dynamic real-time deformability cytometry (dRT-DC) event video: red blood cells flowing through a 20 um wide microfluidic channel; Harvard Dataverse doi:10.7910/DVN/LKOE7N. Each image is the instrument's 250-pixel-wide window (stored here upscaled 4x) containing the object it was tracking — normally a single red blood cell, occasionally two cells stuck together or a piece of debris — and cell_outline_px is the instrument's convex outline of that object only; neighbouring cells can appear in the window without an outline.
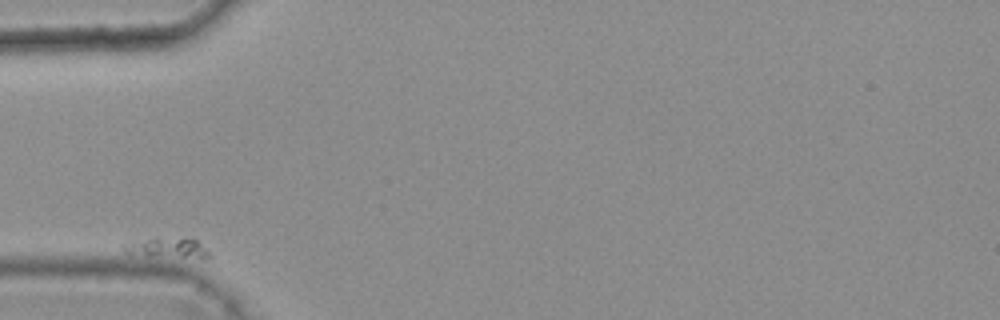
{"species": "common noctule bat (a hibernating species)", "species_latin": "Nyctalus noctula", "temperature_condition": "warm", "stored_images_in_passage": 4, "camera_frame_rate_fps": 3000, "um_per_image_px": 0.085, "animal": {"sex": "female", "body_mass_g": 25.1}, "frame": {"image": 1, "passage_image": 1, "time_ms": 0.0, "image_size_px": [1000, 320], "cell_outline_px": [[212, 260], [148, 256], [124, 252], [120, 244], [152, 236], [184, 236], [196, 240], [212, 256]], "centroid_in_image_um": [14.25, 21.05], "position_along_channel_um": 70.8, "area_um2": 11.16}}